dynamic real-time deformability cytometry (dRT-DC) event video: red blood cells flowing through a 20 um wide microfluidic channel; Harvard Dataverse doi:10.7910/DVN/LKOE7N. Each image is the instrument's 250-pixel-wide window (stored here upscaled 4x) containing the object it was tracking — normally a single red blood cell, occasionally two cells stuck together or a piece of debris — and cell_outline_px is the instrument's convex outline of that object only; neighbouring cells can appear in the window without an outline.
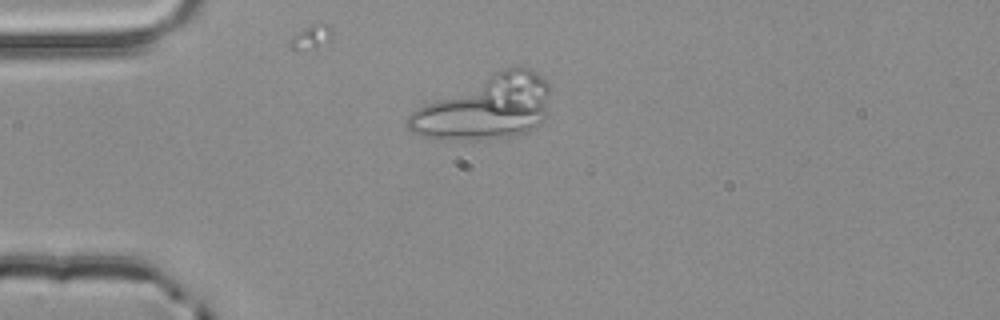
{"species": "common noctule bat (a hibernating species)", "species_latin": "Nyctalus noctula", "temperature_condition": "room temperature", "stored_images_in_passage": 3, "camera_frame_rate_fps": 3000, "um_per_image_px": 0.085, "animal": {"sex": "male", "body_mass_g": 20.4}, "frame": {"image": 1, "passage_image": 2, "time_ms": 0.333, "image_size_px": [1000, 320], "cell_outline_px": [[548, 92], [544, 120], [532, 128], [524, 132], [500, 136], [420, 136], [408, 132], [404, 124], [404, 120], [416, 108], [504, 68], [528, 68], [544, 76], [548, 84]], "centroid_in_image_um": [41.26, 9.1], "position_along_channel_um": 43.7, "area_um2": 50.23}}